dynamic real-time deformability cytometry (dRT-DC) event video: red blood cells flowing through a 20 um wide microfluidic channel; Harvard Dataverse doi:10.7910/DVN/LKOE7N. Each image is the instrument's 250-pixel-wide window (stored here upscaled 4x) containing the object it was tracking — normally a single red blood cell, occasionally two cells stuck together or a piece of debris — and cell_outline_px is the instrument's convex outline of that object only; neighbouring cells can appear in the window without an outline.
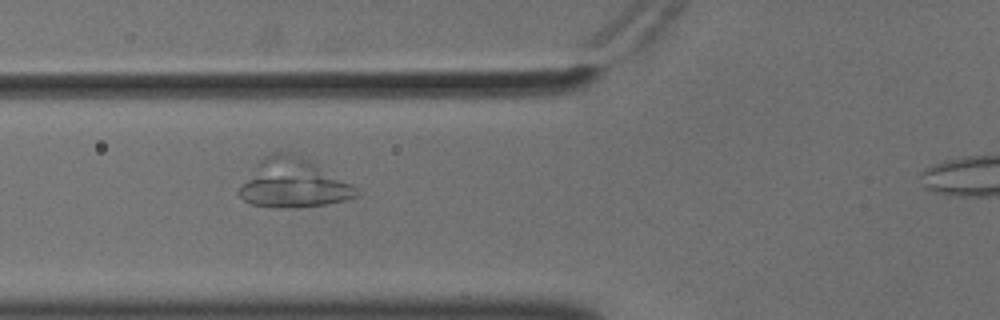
{"species": "common noctule bat (a hibernating species)", "species_latin": "Nyctalus noctula", "temperature_condition": "cold", "stored_images_in_passage": 29, "camera_frame_rate_fps": 3000, "um_per_image_px": 0.085, "animal": {"sex": "male", "body_mass_g": 18.8}, "frame": {"image": 1, "passage_image": 5, "time_ms": 1.333, "image_size_px": [1000, 320], "cell_outline_px": [[360, 196], [348, 200], [328, 204], [300, 208], [276, 208], [252, 204], [244, 200], [236, 192], [240, 184], [260, 160], [264, 156], [276, 152], [288, 152], [312, 160], [360, 188]], "centroid_in_image_um": [24.99, 15.6], "position_along_channel_um": 100.8, "area_um2": 34.04}}
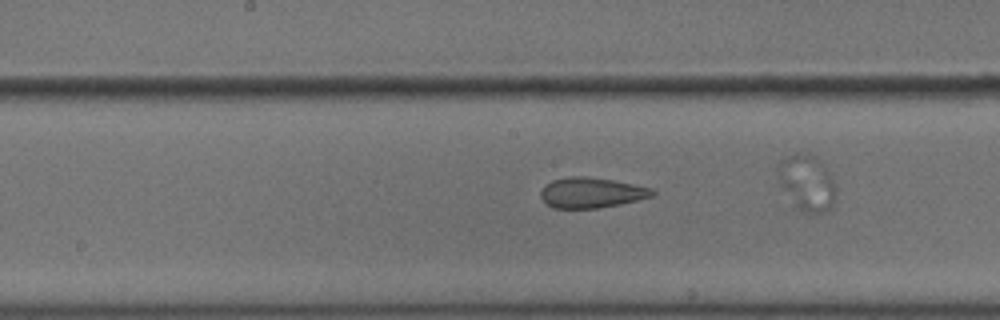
{"frame": {"image": 2, "passage_image": 13, "time_ms": 4.0, "image_size_px": [1000, 320], "cell_outline_px": [[656, 192], [652, 196], [620, 204], [596, 208], [552, 208], [540, 196], [540, 192], [552, 180], [572, 176], [584, 176], [612, 180], [652, 188]], "centroid_in_image_um": [50.27, 16.38], "position_along_channel_um": 197.9, "area_um2": 19.42}}
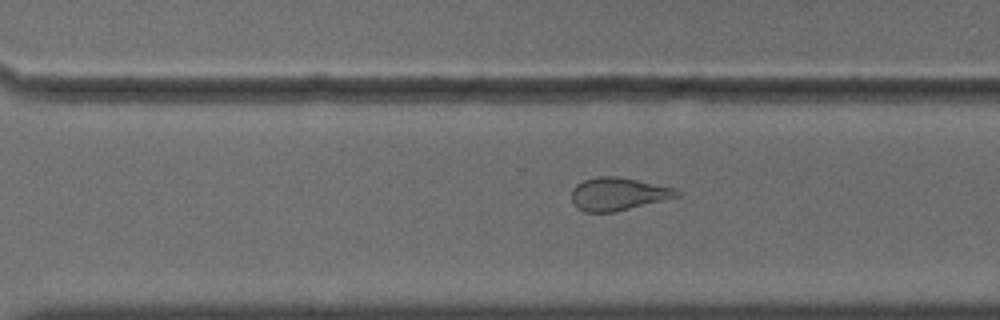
{"frame": {"image": 3, "passage_image": 23, "time_ms": 7.333, "image_size_px": [1000, 320], "cell_outline_px": [[680, 196], [612, 212], [584, 212], [572, 200], [572, 188], [576, 184], [584, 180], [596, 176], [620, 176], [676, 188], [680, 192]], "centroid_in_image_um": [52.54, 16.46], "position_along_channel_um": 318.1, "area_um2": 20.0}}